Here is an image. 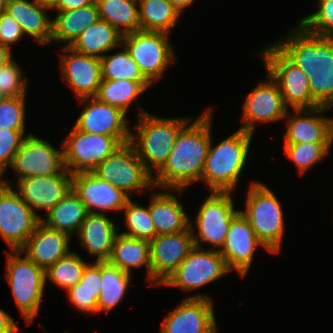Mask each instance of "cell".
<instances>
[{
	"instance_id": "cell-1",
	"label": "cell",
	"mask_w": 333,
	"mask_h": 333,
	"mask_svg": "<svg viewBox=\"0 0 333 333\" xmlns=\"http://www.w3.org/2000/svg\"><path fill=\"white\" fill-rule=\"evenodd\" d=\"M194 122L181 128L163 167L154 174V187L182 192L195 182L201 181L205 159L211 141L212 108Z\"/></svg>"
},
{
	"instance_id": "cell-2",
	"label": "cell",
	"mask_w": 333,
	"mask_h": 333,
	"mask_svg": "<svg viewBox=\"0 0 333 333\" xmlns=\"http://www.w3.org/2000/svg\"><path fill=\"white\" fill-rule=\"evenodd\" d=\"M285 37L274 45L304 72L313 100L325 107L333 97V37L311 34L299 23Z\"/></svg>"
},
{
	"instance_id": "cell-3",
	"label": "cell",
	"mask_w": 333,
	"mask_h": 333,
	"mask_svg": "<svg viewBox=\"0 0 333 333\" xmlns=\"http://www.w3.org/2000/svg\"><path fill=\"white\" fill-rule=\"evenodd\" d=\"M188 118H161L140 108L139 120L135 126L136 135H130L138 157L146 170L153 176L166 163L181 128ZM153 168V169H152Z\"/></svg>"
},
{
	"instance_id": "cell-4",
	"label": "cell",
	"mask_w": 333,
	"mask_h": 333,
	"mask_svg": "<svg viewBox=\"0 0 333 333\" xmlns=\"http://www.w3.org/2000/svg\"><path fill=\"white\" fill-rule=\"evenodd\" d=\"M253 134L238 129L218 145H212L205 159L201 180L210 191H233L246 165Z\"/></svg>"
},
{
	"instance_id": "cell-5",
	"label": "cell",
	"mask_w": 333,
	"mask_h": 333,
	"mask_svg": "<svg viewBox=\"0 0 333 333\" xmlns=\"http://www.w3.org/2000/svg\"><path fill=\"white\" fill-rule=\"evenodd\" d=\"M245 203V211L241 212L250 222L257 239L270 254L281 252L284 213L276 195L265 184L254 181L250 184Z\"/></svg>"
},
{
	"instance_id": "cell-6",
	"label": "cell",
	"mask_w": 333,
	"mask_h": 333,
	"mask_svg": "<svg viewBox=\"0 0 333 333\" xmlns=\"http://www.w3.org/2000/svg\"><path fill=\"white\" fill-rule=\"evenodd\" d=\"M20 255V250L7 253L5 276L18 310L29 326L38 315L43 299L46 285L45 270L26 256L22 258Z\"/></svg>"
},
{
	"instance_id": "cell-7",
	"label": "cell",
	"mask_w": 333,
	"mask_h": 333,
	"mask_svg": "<svg viewBox=\"0 0 333 333\" xmlns=\"http://www.w3.org/2000/svg\"><path fill=\"white\" fill-rule=\"evenodd\" d=\"M168 38V33L160 31L138 30L123 35L122 45L152 85L162 79L170 63L176 61Z\"/></svg>"
},
{
	"instance_id": "cell-8",
	"label": "cell",
	"mask_w": 333,
	"mask_h": 333,
	"mask_svg": "<svg viewBox=\"0 0 333 333\" xmlns=\"http://www.w3.org/2000/svg\"><path fill=\"white\" fill-rule=\"evenodd\" d=\"M267 73L277 82L284 105L292 109H313L319 105L313 100L308 77L292 63L274 44L259 54Z\"/></svg>"
},
{
	"instance_id": "cell-9",
	"label": "cell",
	"mask_w": 333,
	"mask_h": 333,
	"mask_svg": "<svg viewBox=\"0 0 333 333\" xmlns=\"http://www.w3.org/2000/svg\"><path fill=\"white\" fill-rule=\"evenodd\" d=\"M92 172L120 189L129 198L131 192L154 188L153 176L146 170L130 142L122 144Z\"/></svg>"
},
{
	"instance_id": "cell-10",
	"label": "cell",
	"mask_w": 333,
	"mask_h": 333,
	"mask_svg": "<svg viewBox=\"0 0 333 333\" xmlns=\"http://www.w3.org/2000/svg\"><path fill=\"white\" fill-rule=\"evenodd\" d=\"M11 186L8 179L0 180V236L15 251L23 247L42 217Z\"/></svg>"
},
{
	"instance_id": "cell-11",
	"label": "cell",
	"mask_w": 333,
	"mask_h": 333,
	"mask_svg": "<svg viewBox=\"0 0 333 333\" xmlns=\"http://www.w3.org/2000/svg\"><path fill=\"white\" fill-rule=\"evenodd\" d=\"M231 193L211 191L202 203L196 217L198 232L192 235L194 246L202 247L203 241L213 245L211 249L219 250L224 245L231 221L240 212L234 208Z\"/></svg>"
},
{
	"instance_id": "cell-12",
	"label": "cell",
	"mask_w": 333,
	"mask_h": 333,
	"mask_svg": "<svg viewBox=\"0 0 333 333\" xmlns=\"http://www.w3.org/2000/svg\"><path fill=\"white\" fill-rule=\"evenodd\" d=\"M231 272L219 250L194 246L162 286L193 291Z\"/></svg>"
},
{
	"instance_id": "cell-13",
	"label": "cell",
	"mask_w": 333,
	"mask_h": 333,
	"mask_svg": "<svg viewBox=\"0 0 333 333\" xmlns=\"http://www.w3.org/2000/svg\"><path fill=\"white\" fill-rule=\"evenodd\" d=\"M121 145L115 137L82 132L73 127L62 143L65 168L71 174L92 172Z\"/></svg>"
},
{
	"instance_id": "cell-14",
	"label": "cell",
	"mask_w": 333,
	"mask_h": 333,
	"mask_svg": "<svg viewBox=\"0 0 333 333\" xmlns=\"http://www.w3.org/2000/svg\"><path fill=\"white\" fill-rule=\"evenodd\" d=\"M11 167L18 180L70 173L65 168L63 150L55 149L48 141L31 133L23 140L21 147L14 155Z\"/></svg>"
},
{
	"instance_id": "cell-15",
	"label": "cell",
	"mask_w": 333,
	"mask_h": 333,
	"mask_svg": "<svg viewBox=\"0 0 333 333\" xmlns=\"http://www.w3.org/2000/svg\"><path fill=\"white\" fill-rule=\"evenodd\" d=\"M193 225L175 234L156 235L150 242L151 283L162 285L194 247Z\"/></svg>"
},
{
	"instance_id": "cell-16",
	"label": "cell",
	"mask_w": 333,
	"mask_h": 333,
	"mask_svg": "<svg viewBox=\"0 0 333 333\" xmlns=\"http://www.w3.org/2000/svg\"><path fill=\"white\" fill-rule=\"evenodd\" d=\"M216 322L211 297L199 294L184 299L169 312L160 333H216Z\"/></svg>"
},
{
	"instance_id": "cell-17",
	"label": "cell",
	"mask_w": 333,
	"mask_h": 333,
	"mask_svg": "<svg viewBox=\"0 0 333 333\" xmlns=\"http://www.w3.org/2000/svg\"><path fill=\"white\" fill-rule=\"evenodd\" d=\"M86 106L74 123V128L87 133L115 137L121 144L130 142V129L126 113L120 108L106 104L97 97L78 99Z\"/></svg>"
},
{
	"instance_id": "cell-18",
	"label": "cell",
	"mask_w": 333,
	"mask_h": 333,
	"mask_svg": "<svg viewBox=\"0 0 333 333\" xmlns=\"http://www.w3.org/2000/svg\"><path fill=\"white\" fill-rule=\"evenodd\" d=\"M268 74L266 82L256 85L243 102L242 121L240 128L253 134L257 122H276L284 120L287 108L277 82Z\"/></svg>"
},
{
	"instance_id": "cell-19",
	"label": "cell",
	"mask_w": 333,
	"mask_h": 333,
	"mask_svg": "<svg viewBox=\"0 0 333 333\" xmlns=\"http://www.w3.org/2000/svg\"><path fill=\"white\" fill-rule=\"evenodd\" d=\"M265 248L257 239L248 219L240 211L231 221L224 245L219 249L230 271L244 278L252 265L256 247Z\"/></svg>"
},
{
	"instance_id": "cell-20",
	"label": "cell",
	"mask_w": 333,
	"mask_h": 333,
	"mask_svg": "<svg viewBox=\"0 0 333 333\" xmlns=\"http://www.w3.org/2000/svg\"><path fill=\"white\" fill-rule=\"evenodd\" d=\"M72 190L91 213L122 211L129 199L120 189L100 179L93 172L73 173Z\"/></svg>"
},
{
	"instance_id": "cell-21",
	"label": "cell",
	"mask_w": 333,
	"mask_h": 333,
	"mask_svg": "<svg viewBox=\"0 0 333 333\" xmlns=\"http://www.w3.org/2000/svg\"><path fill=\"white\" fill-rule=\"evenodd\" d=\"M68 54H60L63 80L76 93L78 99L96 97L101 84L100 58L87 56L63 46Z\"/></svg>"
},
{
	"instance_id": "cell-22",
	"label": "cell",
	"mask_w": 333,
	"mask_h": 333,
	"mask_svg": "<svg viewBox=\"0 0 333 333\" xmlns=\"http://www.w3.org/2000/svg\"><path fill=\"white\" fill-rule=\"evenodd\" d=\"M325 107L294 109L292 117L287 110L284 144L294 143H333V118L325 117ZM301 114V115H300Z\"/></svg>"
},
{
	"instance_id": "cell-23",
	"label": "cell",
	"mask_w": 333,
	"mask_h": 333,
	"mask_svg": "<svg viewBox=\"0 0 333 333\" xmlns=\"http://www.w3.org/2000/svg\"><path fill=\"white\" fill-rule=\"evenodd\" d=\"M22 200L35 212L49 211L72 190V174L59 173L44 177H27L16 182Z\"/></svg>"
},
{
	"instance_id": "cell-24",
	"label": "cell",
	"mask_w": 333,
	"mask_h": 333,
	"mask_svg": "<svg viewBox=\"0 0 333 333\" xmlns=\"http://www.w3.org/2000/svg\"><path fill=\"white\" fill-rule=\"evenodd\" d=\"M70 235L54 230L39 223L20 249L21 253L37 266L46 270L58 259L67 255L70 251Z\"/></svg>"
},
{
	"instance_id": "cell-25",
	"label": "cell",
	"mask_w": 333,
	"mask_h": 333,
	"mask_svg": "<svg viewBox=\"0 0 333 333\" xmlns=\"http://www.w3.org/2000/svg\"><path fill=\"white\" fill-rule=\"evenodd\" d=\"M49 6L39 0H7L5 10L17 23L24 34L33 37L38 43H51L52 19L47 14Z\"/></svg>"
},
{
	"instance_id": "cell-26",
	"label": "cell",
	"mask_w": 333,
	"mask_h": 333,
	"mask_svg": "<svg viewBox=\"0 0 333 333\" xmlns=\"http://www.w3.org/2000/svg\"><path fill=\"white\" fill-rule=\"evenodd\" d=\"M106 214L88 212L77 233L80 245L96 256V261H107L119 230Z\"/></svg>"
},
{
	"instance_id": "cell-27",
	"label": "cell",
	"mask_w": 333,
	"mask_h": 333,
	"mask_svg": "<svg viewBox=\"0 0 333 333\" xmlns=\"http://www.w3.org/2000/svg\"><path fill=\"white\" fill-rule=\"evenodd\" d=\"M150 199L148 207L156 235L175 234L190 228V218L171 191L154 192Z\"/></svg>"
},
{
	"instance_id": "cell-28",
	"label": "cell",
	"mask_w": 333,
	"mask_h": 333,
	"mask_svg": "<svg viewBox=\"0 0 333 333\" xmlns=\"http://www.w3.org/2000/svg\"><path fill=\"white\" fill-rule=\"evenodd\" d=\"M57 12L52 19L51 42H66V47H70L84 30L100 19L96 2L82 8Z\"/></svg>"
},
{
	"instance_id": "cell-29",
	"label": "cell",
	"mask_w": 333,
	"mask_h": 333,
	"mask_svg": "<svg viewBox=\"0 0 333 333\" xmlns=\"http://www.w3.org/2000/svg\"><path fill=\"white\" fill-rule=\"evenodd\" d=\"M107 261L129 274L133 268L146 266L147 280L151 282L150 242L147 240L117 233Z\"/></svg>"
},
{
	"instance_id": "cell-30",
	"label": "cell",
	"mask_w": 333,
	"mask_h": 333,
	"mask_svg": "<svg viewBox=\"0 0 333 333\" xmlns=\"http://www.w3.org/2000/svg\"><path fill=\"white\" fill-rule=\"evenodd\" d=\"M123 35L107 21L99 19L84 30L70 46L78 53L97 58L118 46H122Z\"/></svg>"
},
{
	"instance_id": "cell-31",
	"label": "cell",
	"mask_w": 333,
	"mask_h": 333,
	"mask_svg": "<svg viewBox=\"0 0 333 333\" xmlns=\"http://www.w3.org/2000/svg\"><path fill=\"white\" fill-rule=\"evenodd\" d=\"M87 213L84 203L71 190L46 213L45 220L41 218V223L72 236L78 233Z\"/></svg>"
},
{
	"instance_id": "cell-32",
	"label": "cell",
	"mask_w": 333,
	"mask_h": 333,
	"mask_svg": "<svg viewBox=\"0 0 333 333\" xmlns=\"http://www.w3.org/2000/svg\"><path fill=\"white\" fill-rule=\"evenodd\" d=\"M131 282V274L122 271L108 261H101V287L97 299V311L108 313L124 298Z\"/></svg>"
},
{
	"instance_id": "cell-33",
	"label": "cell",
	"mask_w": 333,
	"mask_h": 333,
	"mask_svg": "<svg viewBox=\"0 0 333 333\" xmlns=\"http://www.w3.org/2000/svg\"><path fill=\"white\" fill-rule=\"evenodd\" d=\"M99 17L122 35L140 30L138 0H95Z\"/></svg>"
},
{
	"instance_id": "cell-34",
	"label": "cell",
	"mask_w": 333,
	"mask_h": 333,
	"mask_svg": "<svg viewBox=\"0 0 333 333\" xmlns=\"http://www.w3.org/2000/svg\"><path fill=\"white\" fill-rule=\"evenodd\" d=\"M140 30L170 34L181 15L168 0H138Z\"/></svg>"
},
{
	"instance_id": "cell-35",
	"label": "cell",
	"mask_w": 333,
	"mask_h": 333,
	"mask_svg": "<svg viewBox=\"0 0 333 333\" xmlns=\"http://www.w3.org/2000/svg\"><path fill=\"white\" fill-rule=\"evenodd\" d=\"M152 84L130 80H101L96 97L106 104L120 108L128 113L132 101L138 99Z\"/></svg>"
},
{
	"instance_id": "cell-36",
	"label": "cell",
	"mask_w": 333,
	"mask_h": 333,
	"mask_svg": "<svg viewBox=\"0 0 333 333\" xmlns=\"http://www.w3.org/2000/svg\"><path fill=\"white\" fill-rule=\"evenodd\" d=\"M123 51L114 55L105 54L100 58L101 78L104 80H130L136 82H149L139 69L137 63L131 58L129 52L122 45Z\"/></svg>"
},
{
	"instance_id": "cell-37",
	"label": "cell",
	"mask_w": 333,
	"mask_h": 333,
	"mask_svg": "<svg viewBox=\"0 0 333 333\" xmlns=\"http://www.w3.org/2000/svg\"><path fill=\"white\" fill-rule=\"evenodd\" d=\"M87 265L80 255L69 252L45 270V282L50 280L68 291L81 281Z\"/></svg>"
},
{
	"instance_id": "cell-38",
	"label": "cell",
	"mask_w": 333,
	"mask_h": 333,
	"mask_svg": "<svg viewBox=\"0 0 333 333\" xmlns=\"http://www.w3.org/2000/svg\"><path fill=\"white\" fill-rule=\"evenodd\" d=\"M122 211H124L123 215L128 231L120 233L147 241L156 236L149 207L138 205V203L132 202L129 198Z\"/></svg>"
},
{
	"instance_id": "cell-39",
	"label": "cell",
	"mask_w": 333,
	"mask_h": 333,
	"mask_svg": "<svg viewBox=\"0 0 333 333\" xmlns=\"http://www.w3.org/2000/svg\"><path fill=\"white\" fill-rule=\"evenodd\" d=\"M332 143H294L284 144L287 158L291 159L304 174L310 167L321 162L329 154Z\"/></svg>"
},
{
	"instance_id": "cell-40",
	"label": "cell",
	"mask_w": 333,
	"mask_h": 333,
	"mask_svg": "<svg viewBox=\"0 0 333 333\" xmlns=\"http://www.w3.org/2000/svg\"><path fill=\"white\" fill-rule=\"evenodd\" d=\"M317 11L303 17L299 24L309 33L333 37V0H317Z\"/></svg>"
},
{
	"instance_id": "cell-41",
	"label": "cell",
	"mask_w": 333,
	"mask_h": 333,
	"mask_svg": "<svg viewBox=\"0 0 333 333\" xmlns=\"http://www.w3.org/2000/svg\"><path fill=\"white\" fill-rule=\"evenodd\" d=\"M25 97L5 96L0 102V129L25 132Z\"/></svg>"
},
{
	"instance_id": "cell-42",
	"label": "cell",
	"mask_w": 333,
	"mask_h": 333,
	"mask_svg": "<svg viewBox=\"0 0 333 333\" xmlns=\"http://www.w3.org/2000/svg\"><path fill=\"white\" fill-rule=\"evenodd\" d=\"M13 58L0 66V91L5 96L26 95L27 81L19 64Z\"/></svg>"
},
{
	"instance_id": "cell-43",
	"label": "cell",
	"mask_w": 333,
	"mask_h": 333,
	"mask_svg": "<svg viewBox=\"0 0 333 333\" xmlns=\"http://www.w3.org/2000/svg\"><path fill=\"white\" fill-rule=\"evenodd\" d=\"M30 134L18 130L0 129V178L11 166L14 155L21 147L23 140Z\"/></svg>"
},
{
	"instance_id": "cell-44",
	"label": "cell",
	"mask_w": 333,
	"mask_h": 333,
	"mask_svg": "<svg viewBox=\"0 0 333 333\" xmlns=\"http://www.w3.org/2000/svg\"><path fill=\"white\" fill-rule=\"evenodd\" d=\"M100 289H89L80 287V282L67 291L68 299L73 307L83 313H96L97 299L100 295Z\"/></svg>"
},
{
	"instance_id": "cell-45",
	"label": "cell",
	"mask_w": 333,
	"mask_h": 333,
	"mask_svg": "<svg viewBox=\"0 0 333 333\" xmlns=\"http://www.w3.org/2000/svg\"><path fill=\"white\" fill-rule=\"evenodd\" d=\"M24 33L19 25L6 12L0 13V44L8 47L10 50L12 45L19 41Z\"/></svg>"
},
{
	"instance_id": "cell-46",
	"label": "cell",
	"mask_w": 333,
	"mask_h": 333,
	"mask_svg": "<svg viewBox=\"0 0 333 333\" xmlns=\"http://www.w3.org/2000/svg\"><path fill=\"white\" fill-rule=\"evenodd\" d=\"M80 287L100 289L101 287V261L88 264L83 272Z\"/></svg>"
},
{
	"instance_id": "cell-47",
	"label": "cell",
	"mask_w": 333,
	"mask_h": 333,
	"mask_svg": "<svg viewBox=\"0 0 333 333\" xmlns=\"http://www.w3.org/2000/svg\"><path fill=\"white\" fill-rule=\"evenodd\" d=\"M95 0H57L50 9L57 11H66L78 9L94 3Z\"/></svg>"
},
{
	"instance_id": "cell-48",
	"label": "cell",
	"mask_w": 333,
	"mask_h": 333,
	"mask_svg": "<svg viewBox=\"0 0 333 333\" xmlns=\"http://www.w3.org/2000/svg\"><path fill=\"white\" fill-rule=\"evenodd\" d=\"M19 327L14 319L9 316L4 310L0 309V333H17Z\"/></svg>"
},
{
	"instance_id": "cell-49",
	"label": "cell",
	"mask_w": 333,
	"mask_h": 333,
	"mask_svg": "<svg viewBox=\"0 0 333 333\" xmlns=\"http://www.w3.org/2000/svg\"><path fill=\"white\" fill-rule=\"evenodd\" d=\"M12 51L0 44V66L6 64L8 61L12 59Z\"/></svg>"
},
{
	"instance_id": "cell-50",
	"label": "cell",
	"mask_w": 333,
	"mask_h": 333,
	"mask_svg": "<svg viewBox=\"0 0 333 333\" xmlns=\"http://www.w3.org/2000/svg\"><path fill=\"white\" fill-rule=\"evenodd\" d=\"M173 7L181 14L184 8L192 5L194 0H168Z\"/></svg>"
},
{
	"instance_id": "cell-51",
	"label": "cell",
	"mask_w": 333,
	"mask_h": 333,
	"mask_svg": "<svg viewBox=\"0 0 333 333\" xmlns=\"http://www.w3.org/2000/svg\"><path fill=\"white\" fill-rule=\"evenodd\" d=\"M41 1L43 4L51 7L57 0H39Z\"/></svg>"
},
{
	"instance_id": "cell-52",
	"label": "cell",
	"mask_w": 333,
	"mask_h": 333,
	"mask_svg": "<svg viewBox=\"0 0 333 333\" xmlns=\"http://www.w3.org/2000/svg\"><path fill=\"white\" fill-rule=\"evenodd\" d=\"M7 0H0V13L4 12Z\"/></svg>"
},
{
	"instance_id": "cell-53",
	"label": "cell",
	"mask_w": 333,
	"mask_h": 333,
	"mask_svg": "<svg viewBox=\"0 0 333 333\" xmlns=\"http://www.w3.org/2000/svg\"><path fill=\"white\" fill-rule=\"evenodd\" d=\"M330 108H333V97L332 99L328 102V104L325 106V109L328 110Z\"/></svg>"
},
{
	"instance_id": "cell-54",
	"label": "cell",
	"mask_w": 333,
	"mask_h": 333,
	"mask_svg": "<svg viewBox=\"0 0 333 333\" xmlns=\"http://www.w3.org/2000/svg\"><path fill=\"white\" fill-rule=\"evenodd\" d=\"M5 98V95L0 91V102Z\"/></svg>"
}]
</instances>
